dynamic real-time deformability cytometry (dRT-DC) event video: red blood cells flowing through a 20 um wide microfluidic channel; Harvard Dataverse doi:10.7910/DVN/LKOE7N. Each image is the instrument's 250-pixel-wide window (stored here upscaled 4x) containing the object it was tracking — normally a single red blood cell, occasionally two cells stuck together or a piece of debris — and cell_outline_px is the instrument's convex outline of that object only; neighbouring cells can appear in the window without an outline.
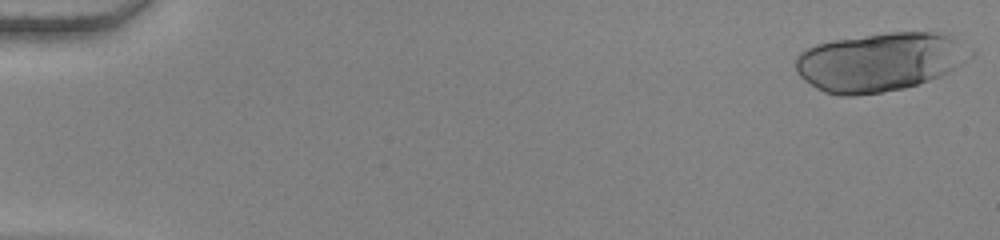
{"species": "human", "species_latin": "Homo sapiens", "temperature_condition": "warm", "stored_images_in_passage": 54, "camera_frame_rate_fps": 3000, "um_per_image_px": 0.085, "donor": {"sex": "female"}, "frame": {"image": 1, "passage_image": 1, "time_ms": 0.0, "image_size_px": [1000, 240], "cell_outline_px": [[964, 60], [952, 72], [904, 88], [880, 92], [852, 96], [840, 96], [824, 92], [816, 88], [804, 80], [796, 72], [796, 56], [804, 48], [816, 44], [832, 40], [888, 32], [932, 32], [952, 36], [956, 40]], "centroid_in_image_um": [74.61, 5.28], "position_along_channel_um": 10.4, "area_um2": 58.67}}
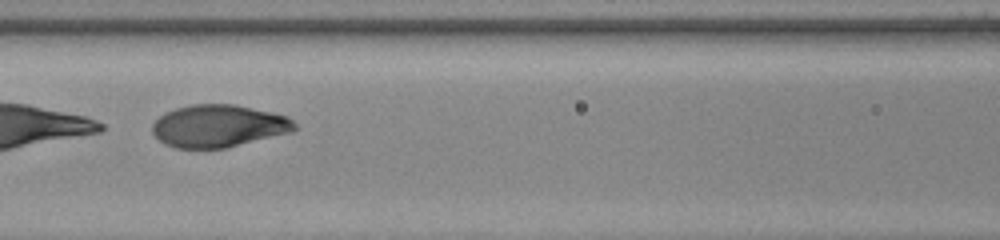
{"frame": {"image": 2, "passage_image": 26, "time_ms": 8.333, "image_size_px": [1000, 240], "cell_outline_px": [[300, 128], [292, 132], [224, 148], [176, 148], [164, 144], [152, 132], [152, 124], [164, 112], [176, 108], [192, 104], [232, 104], [288, 116]], "centroid_in_image_um": [18.57, 10.71], "position_along_channel_um": 148.0, "area_um2": 35.08}}
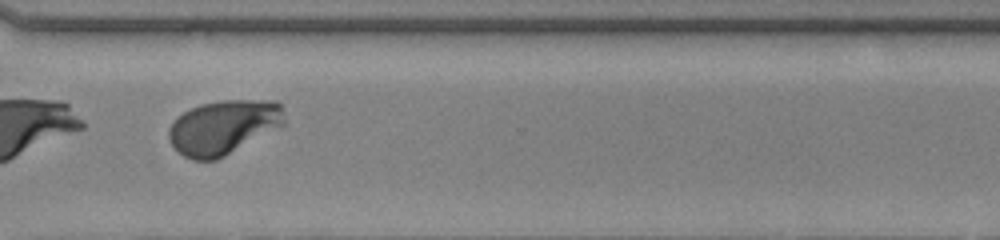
{"frame": {"image": 3, "passage_image": 42, "time_ms": 13.667, "image_size_px": [1000, 240], "cell_outline_px": [[284, 124], [224, 156], [216, 160], [192, 160], [184, 156], [168, 140], [168, 128], [184, 112], [200, 104], [224, 100], [276, 100], [280, 104], [284, 120]], "centroid_in_image_um": [18.97, 10.8], "position_along_channel_um": 351.6, "area_um2": 36.01}, "authors_computed_cell_mechanics": {"area_um2": 36.5296, "velocity_mm_per_s": 3.8111, "shape_relaxation_time_tau1_ms": 1.4397, "shape_relaxation_time_tau2_ms": null, "deformation_change_tau1": 0.3676, "deformation_change_tau2": null}}